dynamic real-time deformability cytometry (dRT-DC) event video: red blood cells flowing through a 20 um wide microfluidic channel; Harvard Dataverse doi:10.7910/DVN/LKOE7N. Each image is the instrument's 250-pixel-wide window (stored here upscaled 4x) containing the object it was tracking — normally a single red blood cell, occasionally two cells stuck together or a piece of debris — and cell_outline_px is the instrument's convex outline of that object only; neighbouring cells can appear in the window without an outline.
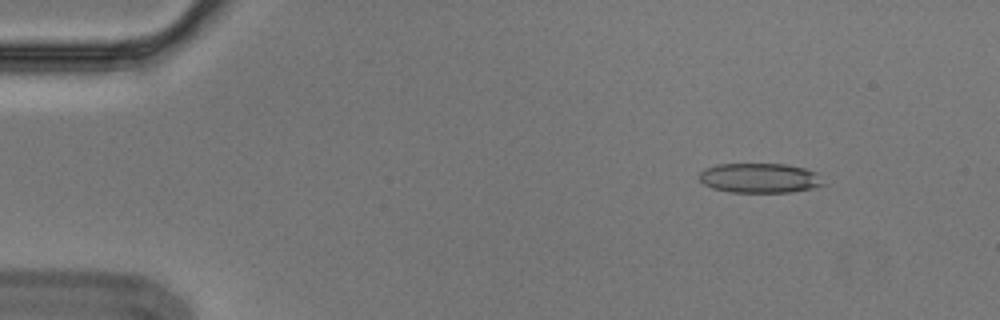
{"species": "Egyptian fruit bat (a non-hibernating species)", "species_latin": "Rousettus aegyptiacus", "temperature_condition": "cold", "stored_images_in_passage": 6, "camera_frame_rate_fps": 3000, "um_per_image_px": 0.085, "animal": {"sex": "male"}, "frame": {"image": 1, "passage_image": 2, "time_ms": 0.333, "image_size_px": [1000, 320], "cell_outline_px": [[828, 184], [812, 188], [792, 192], [728, 192], [712, 188], [704, 184], [700, 180], [700, 172], [704, 168], [716, 164], [784, 164], [804, 168], [816, 172]], "centroid_in_image_um": [64.6, 15.13], "position_along_channel_um": 20.4, "area_um2": 21.68}}
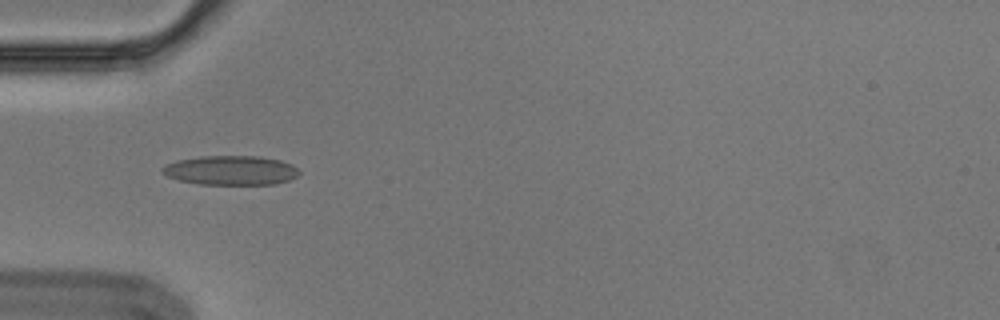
{"frame": {"image": 2, "passage_image": 5, "time_ms": 1.333, "image_size_px": [1000, 320], "cell_outline_px": [[300, 172], [296, 176], [288, 180], [276, 184], [200, 184], [180, 180], [168, 176], [160, 172], [160, 168], [164, 164], [176, 160], [200, 156], [260, 156], [280, 160], [292, 164]], "centroid_in_image_um": [19.58, 14.47], "position_along_channel_um": 65.4, "area_um2": 23.47}}